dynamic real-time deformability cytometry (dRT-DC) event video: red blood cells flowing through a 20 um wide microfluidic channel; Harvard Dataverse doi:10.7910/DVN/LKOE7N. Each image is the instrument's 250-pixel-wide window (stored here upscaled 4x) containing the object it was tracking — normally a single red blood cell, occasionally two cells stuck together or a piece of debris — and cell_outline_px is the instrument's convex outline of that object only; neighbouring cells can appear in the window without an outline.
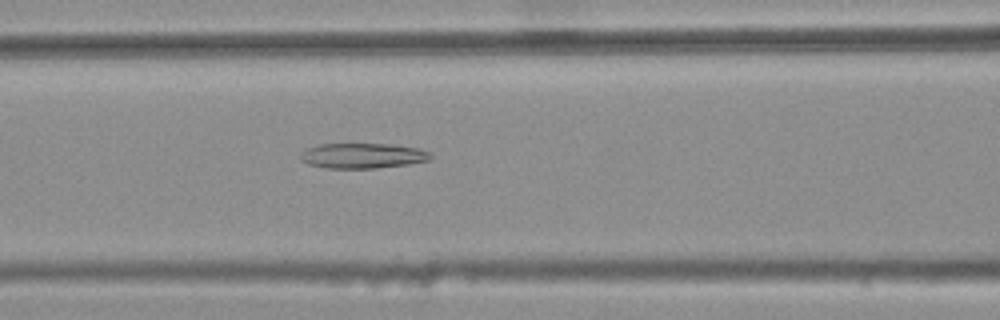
{"species": "common noctule bat (a hibernating species)", "species_latin": "Nyctalus noctula", "temperature_condition": "warm", "stored_images_in_passage": 33, "camera_frame_rate_fps": 3000, "um_per_image_px": 0.085, "animal": {"sex": "female", "body_mass_g": 25.1}, "frame": {"image": 1, "passage_image": 8, "time_ms": 2.333, "image_size_px": [1000, 320], "cell_outline_px": [[432, 156], [428, 160], [408, 164], [376, 168], [324, 168], [308, 164], [300, 160], [300, 152], [308, 148], [320, 144], [392, 144], [420, 148], [428, 152]], "centroid_in_image_um": [30.79, 13.23], "position_along_channel_um": 135.8, "area_um2": 19.13}}
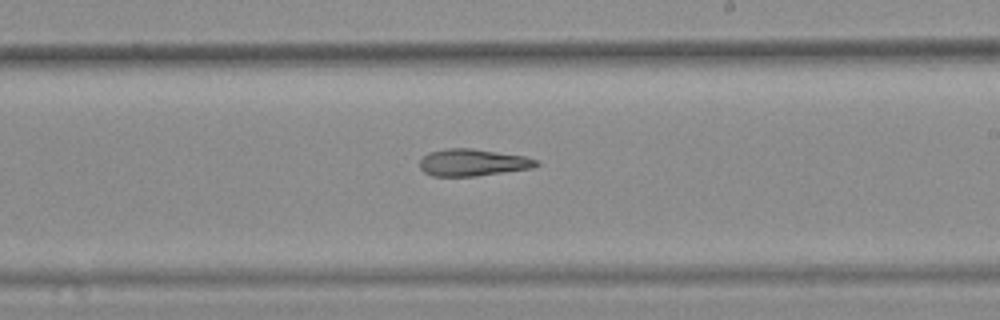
{"frame": {"image": 2, "passage_image": 17, "time_ms": 5.333, "image_size_px": [1000, 320], "cell_outline_px": [[540, 164], [532, 168], [476, 176], [432, 176], [424, 172], [420, 168], [420, 160], [428, 152], [448, 148], [472, 148], [524, 156], [536, 160]], "centroid_in_image_um": [40.16, 13.81], "position_along_channel_um": 248.8, "area_um2": 18.26}}
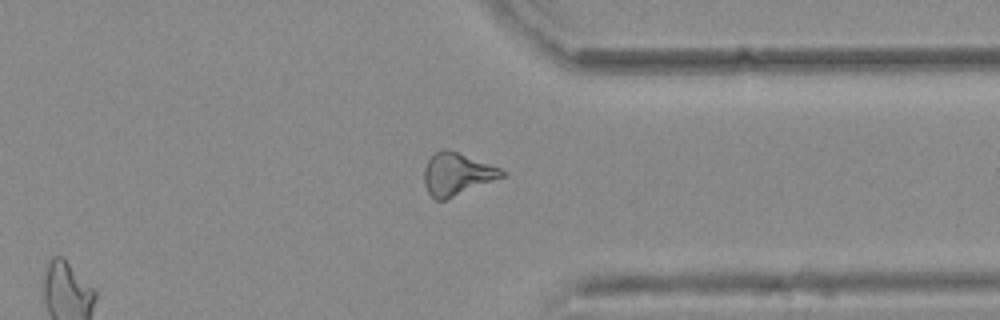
{"frame": {"image": 3, "passage_image": 27, "time_ms": 8.667, "image_size_px": [1000, 320], "cell_outline_px": [[508, 176], [444, 200], [436, 200], [428, 192], [424, 184], [424, 168], [428, 160], [436, 152], [444, 148], [456, 152], [500, 168], [508, 172]], "centroid_in_image_um": [38.88, 14.81], "position_along_channel_um": 372.5, "area_um2": 19.13}, "authors_computed_cell_mechanics": {"area_um2": 18.5538, "velocity_mm_per_s": 3.7756, "shape_relaxation_time_tau1_ms": null, "shape_relaxation_time_tau2_ms": 10.2274, "deformation_change_tau1": null, "deformation_change_tau2": 0.2669}}